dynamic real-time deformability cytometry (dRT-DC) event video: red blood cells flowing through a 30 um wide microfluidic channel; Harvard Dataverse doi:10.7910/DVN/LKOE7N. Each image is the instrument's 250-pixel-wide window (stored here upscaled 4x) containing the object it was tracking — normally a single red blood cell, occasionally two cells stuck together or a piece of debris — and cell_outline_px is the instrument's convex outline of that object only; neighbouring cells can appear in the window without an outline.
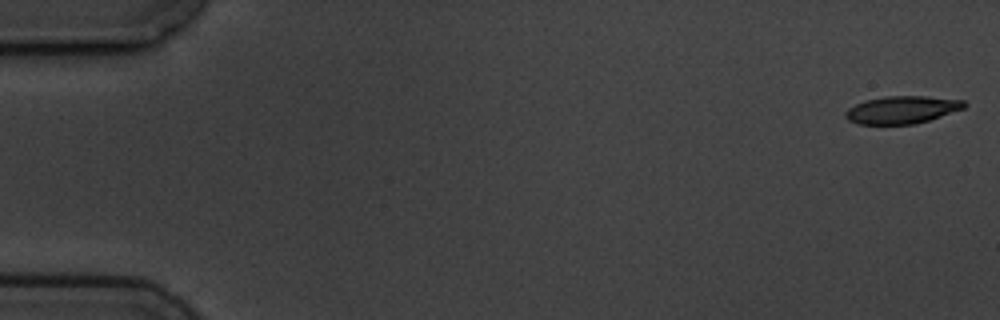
{"species": "common noctule bat (a hibernating species)", "species_latin": "Nyctalus noctula", "temperature_condition": "cold", "stored_images_in_passage": 4, "camera_frame_rate_fps": 3000, "um_per_image_px": 0.085, "animal": {"sex": "male", "body_mass_g": 19.5, "forearm_length_mm": 54.6}, "frame": {"image": 1, "passage_image": 1, "time_ms": 0.0, "image_size_px": [1000, 320], "cell_outline_px": [[968, 104], [964, 108], [928, 120], [912, 124], [860, 124], [848, 120], [844, 116], [844, 112], [848, 108], [864, 100], [884, 96], [924, 96], [964, 100]], "centroid_in_image_um": [76.64, 9.32], "position_along_channel_um": 8.4, "area_um2": 19.02}}